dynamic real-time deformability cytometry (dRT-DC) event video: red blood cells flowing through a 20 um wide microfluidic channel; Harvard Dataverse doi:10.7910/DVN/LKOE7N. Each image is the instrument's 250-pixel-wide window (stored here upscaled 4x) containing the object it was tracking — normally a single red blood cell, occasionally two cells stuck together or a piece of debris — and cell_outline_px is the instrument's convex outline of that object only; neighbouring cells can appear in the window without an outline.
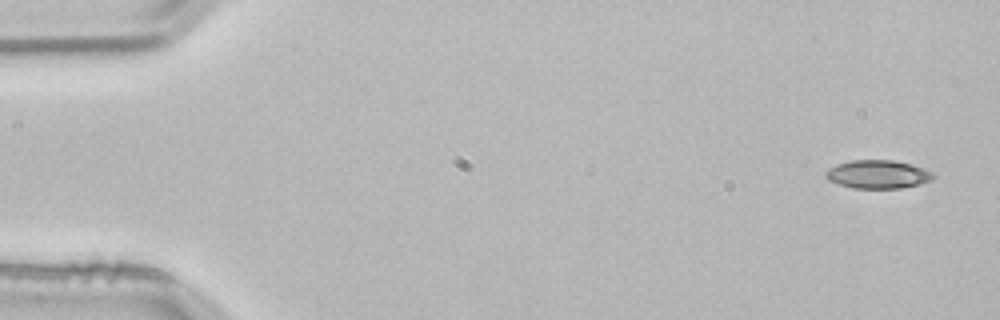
{"species": "common noctule bat (a hibernating species)", "species_latin": "Nyctalus noctula", "temperature_condition": "room temperature", "stored_images_in_passage": 4, "camera_frame_rate_fps": 3000, "um_per_image_px": 0.085, "animal": {"sex": "male", "body_mass_g": 21.5, "forearm_length_mm": 52.0}, "frame": {"image": 1, "passage_image": 1, "time_ms": 0.0, "image_size_px": [1000, 320], "cell_outline_px": [[936, 176], [932, 180], [900, 188], [852, 188], [828, 180], [824, 176], [824, 172], [828, 168], [836, 164], [852, 160], [892, 160], [924, 168], [932, 172]], "centroid_in_image_um": [74.57, 14.81], "position_along_channel_um": 10.4, "area_um2": 17.69}}
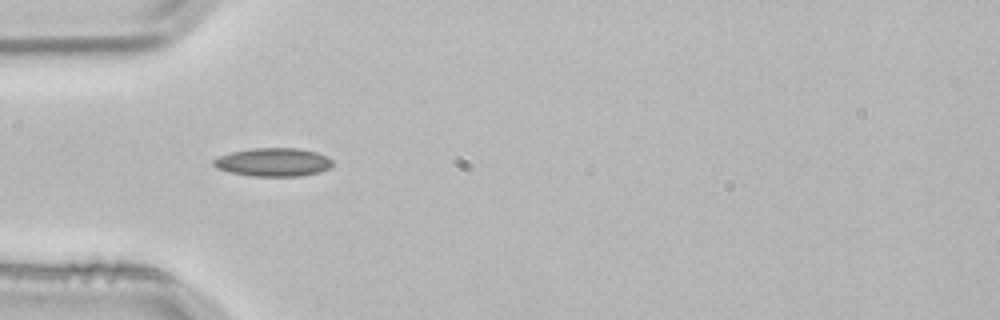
{"frame": {"image": 2, "passage_image": 4, "time_ms": 1.0, "image_size_px": [1000, 320], "cell_outline_px": [[332, 164], [328, 168], [320, 172], [300, 176], [252, 176], [228, 172], [216, 168], [212, 164], [212, 160], [220, 156], [232, 152], [252, 148], [300, 148], [316, 152], [328, 156], [332, 160]], "centroid_in_image_um": [23.22, 13.78], "position_along_channel_um": 61.8, "area_um2": 19.77}}